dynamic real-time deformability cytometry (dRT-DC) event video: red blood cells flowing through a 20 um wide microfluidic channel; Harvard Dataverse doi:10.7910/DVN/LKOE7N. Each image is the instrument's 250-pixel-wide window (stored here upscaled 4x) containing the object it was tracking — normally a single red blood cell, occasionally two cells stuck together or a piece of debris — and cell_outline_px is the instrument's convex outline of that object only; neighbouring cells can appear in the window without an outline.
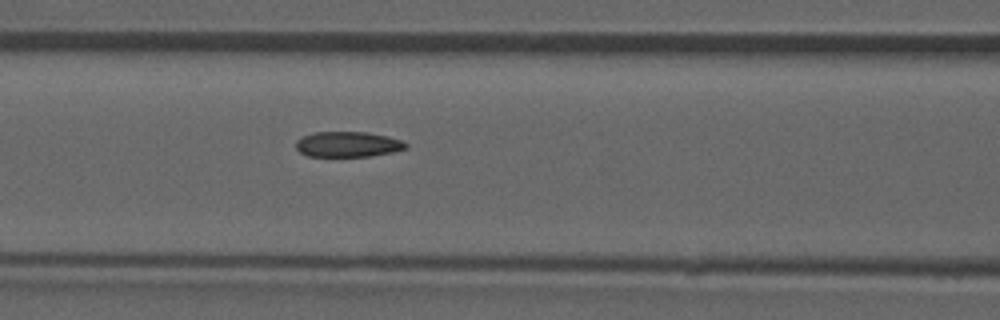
{"species": "common noctule bat (a hibernating species)", "species_latin": "Nyctalus noctula", "temperature_condition": "room temperature", "stored_images_in_passage": 43, "camera_frame_rate_fps": 3000, "um_per_image_px": 0.085, "animal": {"sex": "male", "forearm_length_mm": 52.5}, "frame": {"image": 1, "passage_image": 13, "time_ms": 4.0, "image_size_px": [1000, 320], "cell_outline_px": [[408, 148], [392, 152], [368, 156], [308, 156], [300, 152], [296, 148], [296, 140], [312, 132], [368, 132], [388, 136], [400, 140], [408, 144]], "centroid_in_image_um": [29.57, 12.26], "position_along_channel_um": 137.0, "area_um2": 16.24}, "authors_computed_cell_mechanics": {"area_um2": 16.8776, "velocity_mm_per_s": 3.9567, "shape_relaxation_time_tau1_ms": null, "shape_relaxation_time_tau2_ms": 2.2565, "deformation_change_tau1": null, "deformation_change_tau2": 0.0666}}